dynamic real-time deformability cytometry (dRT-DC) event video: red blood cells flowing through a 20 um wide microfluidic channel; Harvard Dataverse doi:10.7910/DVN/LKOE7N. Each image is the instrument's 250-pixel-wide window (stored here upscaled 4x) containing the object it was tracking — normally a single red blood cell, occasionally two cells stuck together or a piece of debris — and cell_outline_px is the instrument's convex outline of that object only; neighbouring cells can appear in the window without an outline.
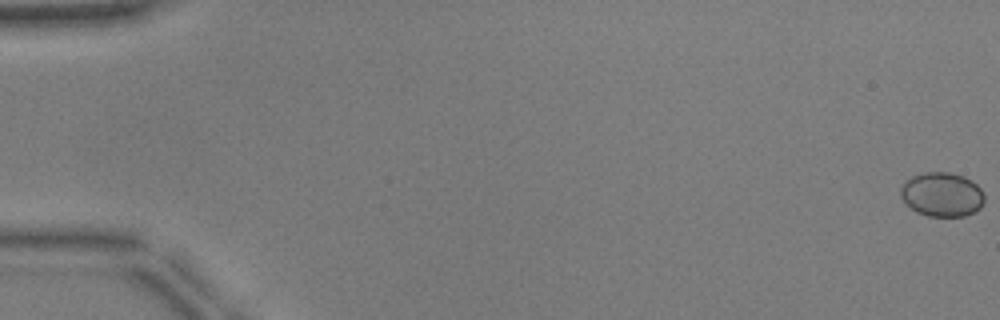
{"species": "common noctule bat (a hibernating species)", "species_latin": "Nyctalus noctula", "temperature_condition": "warm", "stored_images_in_passage": 54, "camera_frame_rate_fps": 3000, "um_per_image_px": 0.085, "animal": {"sex": "male", "body_mass_g": 17.9, "forearm_length_mm": 54.2}, "frame": {"image": 1, "passage_image": 1, "time_ms": 0.0, "image_size_px": [1000, 320], "cell_outline_px": [[984, 200], [980, 208], [976, 212], [964, 216], [928, 216], [916, 212], [900, 196], [900, 188], [912, 176], [924, 172], [948, 172], [964, 176], [972, 180], [980, 188], [984, 196]], "centroid_in_image_um": [80.09, 16.53], "position_along_channel_um": 4.9, "area_um2": 21.56}}
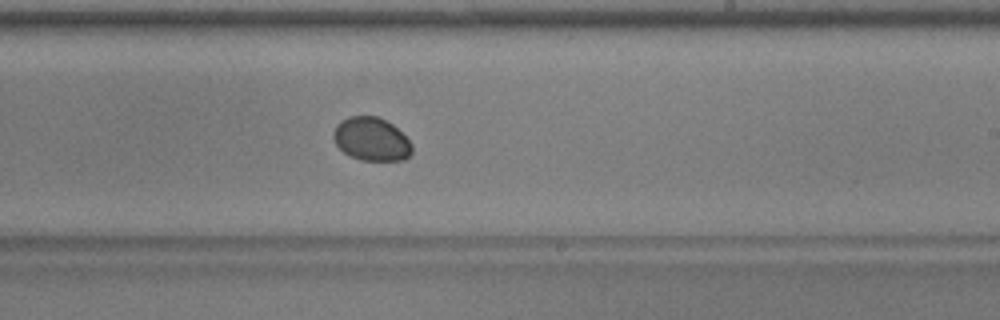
{"frame": {"image": 2, "passage_image": 33, "time_ms": 10.667, "image_size_px": [1000, 320], "cell_outline_px": [[412, 152], [404, 160], [360, 160], [344, 152], [336, 144], [332, 136], [332, 132], [336, 124], [340, 120], [348, 116], [376, 116], [392, 124], [412, 144]], "centroid_in_image_um": [31.53, 11.82], "position_along_channel_um": 257.5, "area_um2": 19.77}}
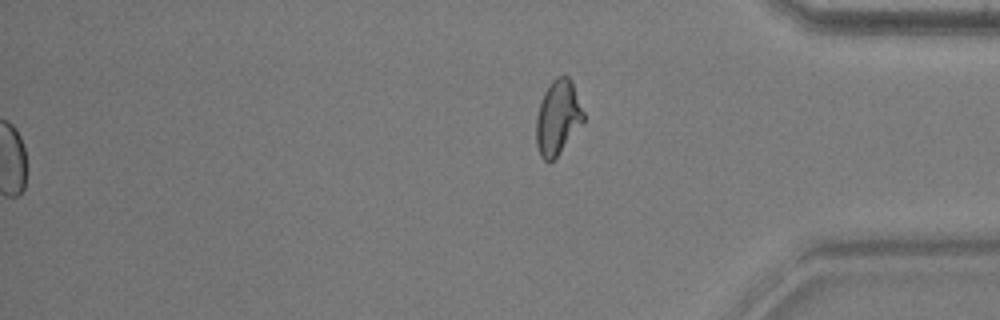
{"frame": {"image": 3, "passage_image": 54, "time_ms": 17.667, "image_size_px": [1000, 320], "cell_outline_px": [[584, 120], [556, 156], [552, 160], [544, 160], [540, 156], [536, 144], [536, 116], [540, 100], [544, 92], [552, 80], [556, 76], [568, 76], [572, 80], [584, 112]], "centroid_in_image_um": [47.39, 9.94], "position_along_channel_um": 387.8, "area_um2": 20.35}, "authors_computed_cell_mechanics": {"area_um2": 20.6346, "velocity_mm_per_s": 3.9311, "shape_relaxation_time_tau1_ms": null, "shape_relaxation_time_tau2_ms": 1.8977, "deformation_change_tau1": null, "deformation_change_tau2": 0.0147}}